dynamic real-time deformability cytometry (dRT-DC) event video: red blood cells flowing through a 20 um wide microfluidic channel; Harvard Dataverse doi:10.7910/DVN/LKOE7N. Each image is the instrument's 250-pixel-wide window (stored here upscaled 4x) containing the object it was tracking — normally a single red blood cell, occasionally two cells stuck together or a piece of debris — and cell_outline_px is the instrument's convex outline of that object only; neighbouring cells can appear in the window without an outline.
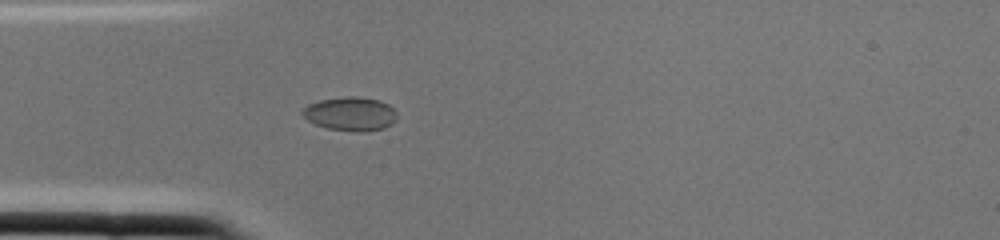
{"species": "common noctule bat (a hibernating species)", "species_latin": "Nyctalus noctula", "temperature_condition": "cold", "stored_images_in_passage": 2, "camera_frame_rate_fps": 3000, "um_per_image_px": 0.085, "animal": {"sex": "female", "body_mass_g": 22.0, "forearm_length_mm": 56.7}, "frame": {"image": 1, "passage_image": 2, "time_ms": 0.333, "image_size_px": [1000, 240], "cell_outline_px": [[396, 120], [392, 124], [384, 128], [328, 128], [316, 124], [308, 120], [300, 112], [300, 108], [308, 104], [320, 100], [344, 96], [356, 96], [380, 100], [388, 104], [396, 112]], "centroid_in_image_um": [29.74, 9.6], "position_along_channel_um": 55.3, "area_um2": 17.86}}